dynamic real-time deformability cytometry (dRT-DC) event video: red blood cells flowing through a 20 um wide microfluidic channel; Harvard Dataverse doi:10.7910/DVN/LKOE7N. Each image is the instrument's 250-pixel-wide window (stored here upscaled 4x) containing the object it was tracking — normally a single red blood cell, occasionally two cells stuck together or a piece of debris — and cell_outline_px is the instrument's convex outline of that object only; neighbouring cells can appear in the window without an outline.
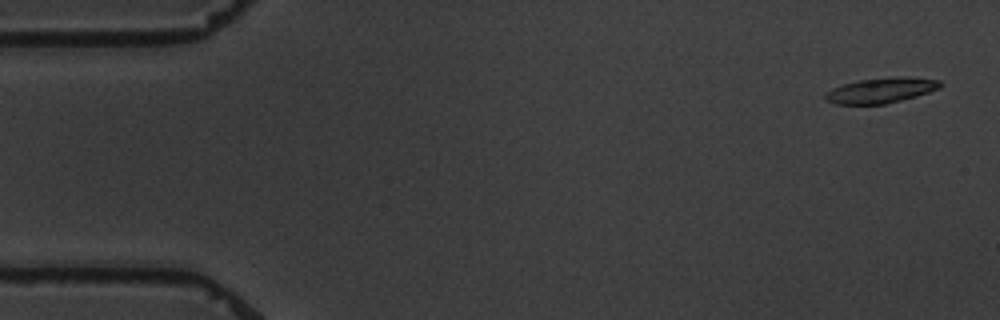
{"species": "common noctule bat (a hibernating species)", "species_latin": "Nyctalus noctula", "temperature_condition": "warm", "stored_images_in_passage": 5, "camera_frame_rate_fps": 3000, "um_per_image_px": 0.085, "animal": {"sex": "male", "body_mass_g": 19.5, "forearm_length_mm": 54.6}, "frame": {"image": 1, "passage_image": 1, "time_ms": 0.0, "image_size_px": [1000, 320], "cell_outline_px": [[944, 84], [940, 88], [916, 96], [884, 104], [836, 104], [824, 100], [824, 96], [832, 88], [844, 84], [860, 80], [896, 76], [904, 76], [940, 80]], "centroid_in_image_um": [74.91, 7.67], "position_along_channel_um": 10.1, "area_um2": 16.88}}